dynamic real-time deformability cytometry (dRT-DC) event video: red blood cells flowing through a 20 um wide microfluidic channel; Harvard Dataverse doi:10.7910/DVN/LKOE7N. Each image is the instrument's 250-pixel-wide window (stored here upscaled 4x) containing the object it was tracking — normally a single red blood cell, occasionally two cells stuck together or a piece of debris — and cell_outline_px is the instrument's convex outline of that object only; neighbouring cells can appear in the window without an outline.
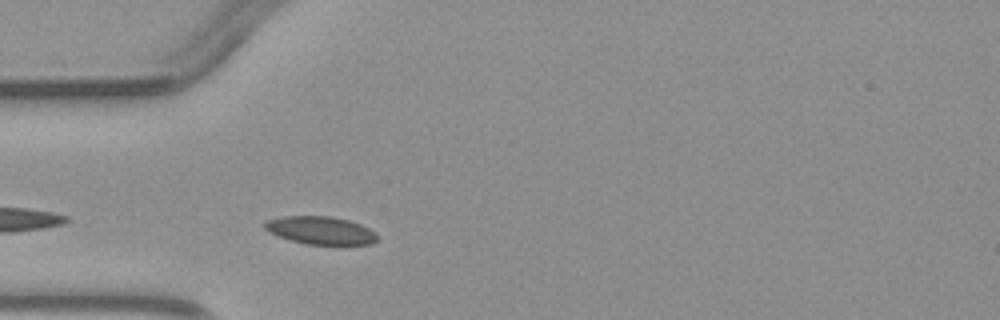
{"species": "common noctule bat (a hibernating species)", "species_latin": "Nyctalus noctula", "temperature_condition": "warm", "stored_images_in_passage": 2, "camera_frame_rate_fps": 3000, "um_per_image_px": 0.085, "animal": {"sex": "male", "body_mass_g": 23.1, "forearm_length_mm": 52.7}, "frame": {"image": 1, "passage_image": 2, "time_ms": 1.0, "image_size_px": [1000, 320], "cell_outline_px": [[380, 240], [372, 244], [344, 248], [304, 244], [268, 232], [264, 228], [264, 224], [268, 220], [284, 216], [332, 216], [348, 220], [360, 224], [376, 232], [380, 236]], "centroid_in_image_um": [27.39, 19.65], "position_along_channel_um": 57.6, "area_um2": 19.31}}